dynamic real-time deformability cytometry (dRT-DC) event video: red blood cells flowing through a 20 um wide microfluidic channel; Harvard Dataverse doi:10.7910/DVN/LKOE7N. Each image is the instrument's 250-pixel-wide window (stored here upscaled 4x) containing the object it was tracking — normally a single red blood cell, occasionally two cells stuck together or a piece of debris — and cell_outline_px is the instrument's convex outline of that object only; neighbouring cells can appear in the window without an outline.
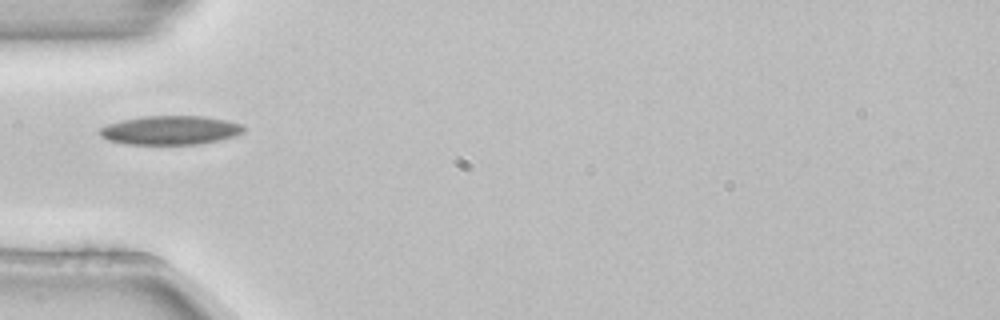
{"species": "common noctule bat (a hibernating species)", "species_latin": "Nyctalus noctula", "temperature_condition": "room temperature", "stored_images_in_passage": 1, "camera_frame_rate_fps": 3000, "um_per_image_px": 0.085, "animal": {"sex": "female", "body_mass_g": 22.7, "forearm_length_mm": 54.2}, "frame": {"image": 1, "passage_image": 1, "time_ms": 0.0, "image_size_px": [1000, 320], "cell_outline_px": [[244, 132], [236, 136], [200, 144], [124, 144], [108, 140], [100, 136], [100, 128], [108, 124], [124, 120], [144, 116], [204, 116], [228, 120], [244, 124]], "centroid_in_image_um": [14.53, 11.07], "position_along_channel_um": 70.5, "area_um2": 24.33}}